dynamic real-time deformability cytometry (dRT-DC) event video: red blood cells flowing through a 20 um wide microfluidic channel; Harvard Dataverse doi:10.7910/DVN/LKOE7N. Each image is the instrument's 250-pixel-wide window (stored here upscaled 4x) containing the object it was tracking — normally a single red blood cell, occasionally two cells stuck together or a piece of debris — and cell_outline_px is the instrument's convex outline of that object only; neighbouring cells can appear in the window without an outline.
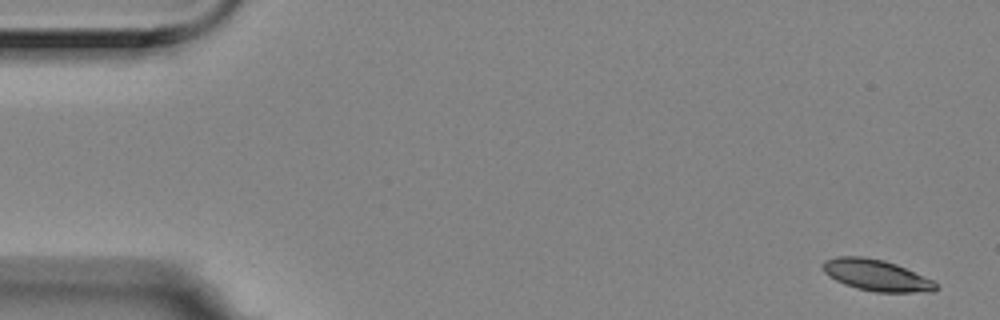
{"species": "Egyptian fruit bat (a non-hibernating species)", "species_latin": "Rousettus aegyptiacus", "temperature_condition": "room temperature", "stored_images_in_passage": 4, "camera_frame_rate_fps": 3000, "um_per_image_px": 0.085, "animal": {"sex": "female"}, "frame": {"image": 1, "passage_image": 1, "time_ms": 0.0, "image_size_px": [1000, 320], "cell_outline_px": [[940, 288], [932, 292], [876, 292], [856, 288], [844, 284], [828, 276], [824, 272], [824, 260], [836, 256], [864, 256], [884, 260], [896, 264], [932, 280], [940, 284]], "centroid_in_image_um": [74.52, 23.4], "position_along_channel_um": 10.5, "area_um2": 20.69}}